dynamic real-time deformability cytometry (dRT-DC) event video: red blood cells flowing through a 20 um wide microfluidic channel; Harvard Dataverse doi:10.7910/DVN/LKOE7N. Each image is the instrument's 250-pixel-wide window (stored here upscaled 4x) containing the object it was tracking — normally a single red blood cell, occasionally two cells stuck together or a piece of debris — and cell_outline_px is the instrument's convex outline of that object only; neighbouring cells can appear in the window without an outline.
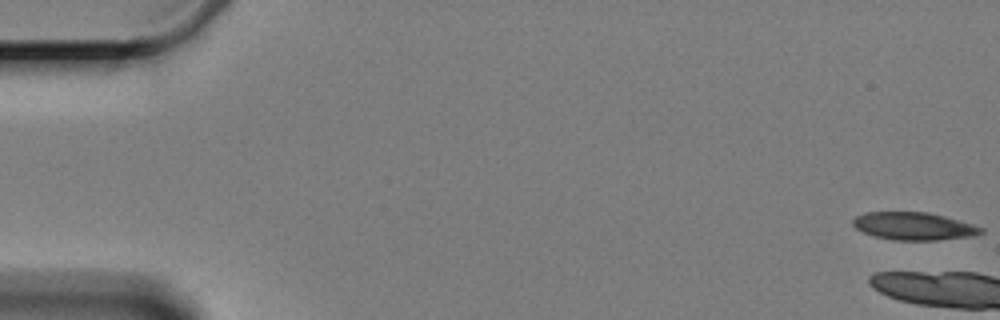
{"species": "Egyptian fruit bat (a non-hibernating species)", "species_latin": "Rousettus aegyptiacus", "temperature_condition": "cold", "stored_images_in_passage": 10, "camera_frame_rate_fps": 3000, "um_per_image_px": 0.085, "animal": {"sex": "female"}, "frame": {"image": 1, "passage_image": 1, "time_ms": 0.0, "image_size_px": [1000, 320], "cell_outline_px": [[984, 232], [976, 236], [936, 240], [892, 240], [876, 236], [864, 232], [856, 228], [852, 224], [852, 220], [856, 216], [864, 212], [928, 212], [944, 216], [972, 224], [984, 228]], "centroid_in_image_um": [77.69, 19.22], "position_along_channel_um": 7.3, "area_um2": 20.69}}
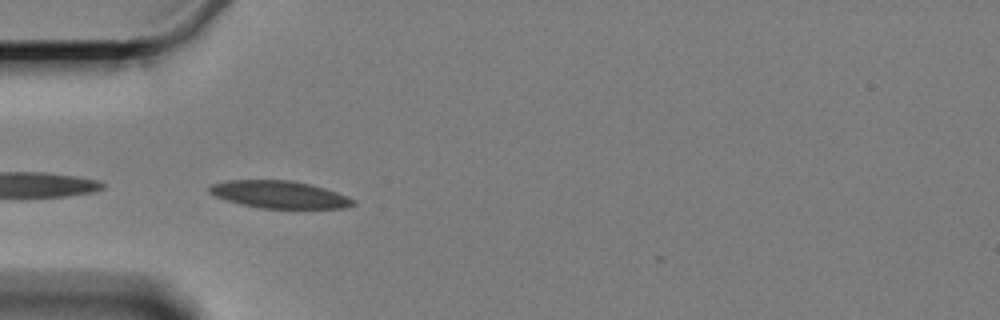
{"frame": {"image": 2, "passage_image": 7, "time_ms": 7.0, "image_size_px": [1000, 320], "cell_outline_px": [[356, 204], [348, 208], [260, 208], [240, 204], [216, 196], [208, 192], [208, 188], [212, 184], [228, 180], [292, 180], [312, 184], [348, 196], [356, 200]], "centroid_in_image_um": [23.79, 16.53], "position_along_channel_um": 61.2, "area_um2": 23.0}}
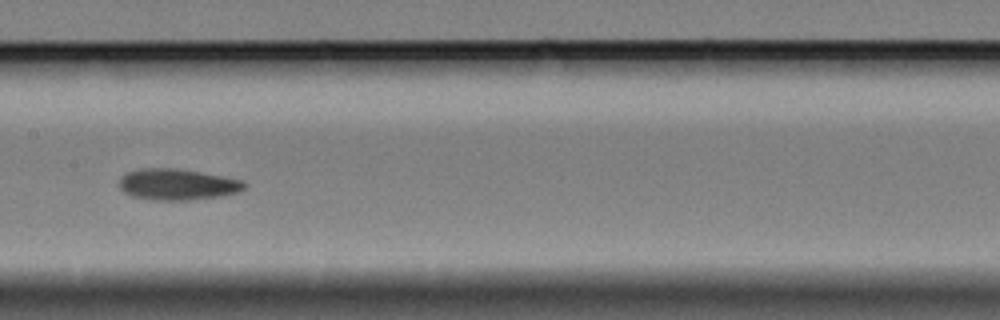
{"frame": {"image": 3, "passage_image": 10, "time_ms": 11.0, "image_size_px": [1000, 320], "cell_outline_px": [[248, 184], [244, 188], [236, 192], [220, 196], [188, 200], [152, 200], [132, 196], [124, 192], [120, 188], [120, 176], [128, 172], [144, 168], [172, 168], [200, 172], [244, 180]], "centroid_in_image_um": [15.07, 15.68], "position_along_channel_um": 192.3, "area_um2": 22.6}}